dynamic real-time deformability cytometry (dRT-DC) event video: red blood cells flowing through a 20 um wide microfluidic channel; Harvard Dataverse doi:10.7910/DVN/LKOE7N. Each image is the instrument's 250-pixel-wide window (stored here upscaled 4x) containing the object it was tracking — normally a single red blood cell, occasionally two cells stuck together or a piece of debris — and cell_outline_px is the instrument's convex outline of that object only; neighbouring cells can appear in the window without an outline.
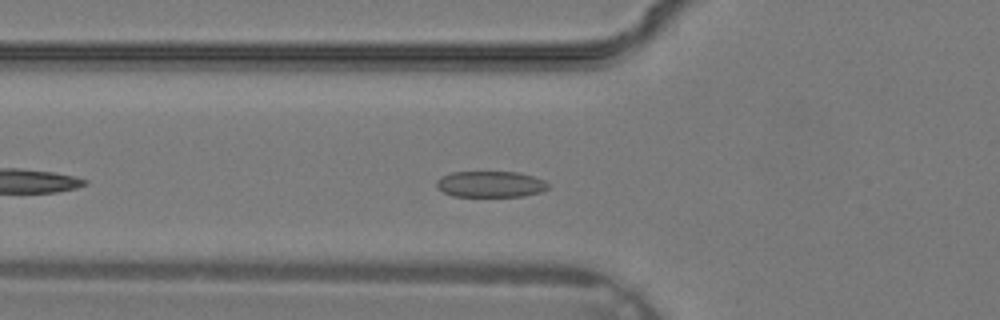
{"species": "common noctule bat (a hibernating species)", "species_latin": "Nyctalus noctula", "temperature_condition": "warm", "stored_images_in_passage": 27, "camera_frame_rate_fps": 3000, "um_per_image_px": 0.085, "animal": {"sex": "male", "body_mass_g": 19.2, "forearm_length_mm": 51.8}, "frame": {"image": 1, "passage_image": 5, "time_ms": 1.333, "image_size_px": [1000, 320], "cell_outline_px": [[548, 188], [540, 192], [524, 196], [452, 196], [436, 188], [436, 180], [440, 176], [452, 172], [516, 172], [532, 176], [544, 180], [548, 184]], "centroid_in_image_um": [41.65, 15.65], "position_along_channel_um": 84.2, "area_um2": 16.99}}
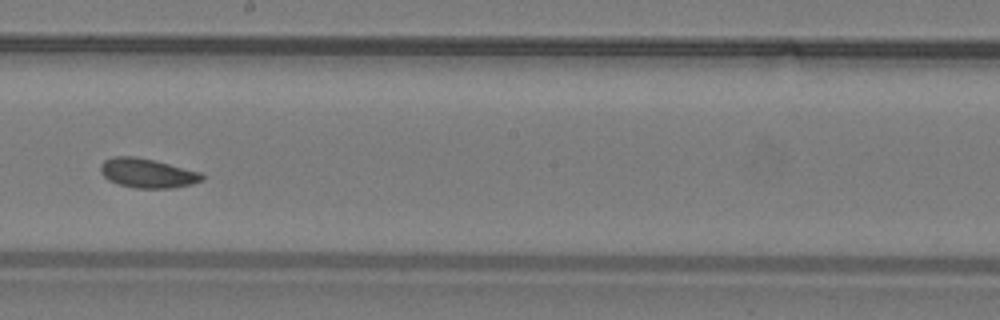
{"frame": {"image": 2, "passage_image": 13, "time_ms": 4.0, "image_size_px": [1000, 320], "cell_outline_px": [[204, 180], [192, 184], [172, 188], [136, 188], [120, 184], [108, 180], [100, 172], [100, 164], [104, 160], [112, 156], [136, 156], [200, 172], [204, 176]], "centroid_in_image_um": [12.5, 14.71], "position_along_channel_um": 235.7, "area_um2": 17.28}}
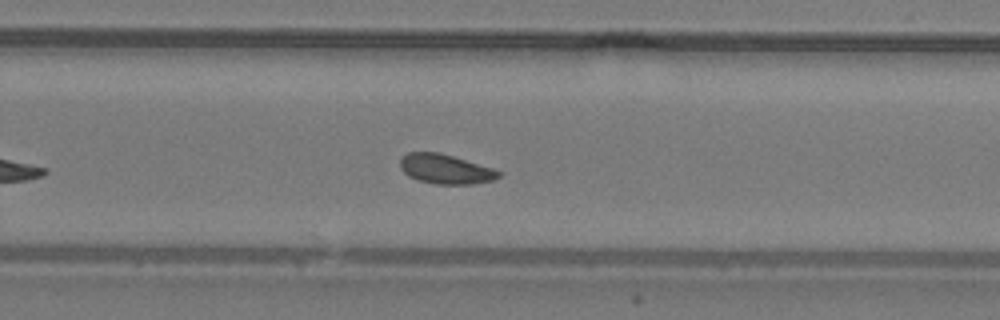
{"frame": {"image": 3, "passage_image": 16, "time_ms": 5.0, "image_size_px": [1000, 320], "cell_outline_px": [[500, 176], [492, 180], [472, 184], [436, 184], [420, 180], [408, 176], [400, 168], [400, 156], [408, 152], [440, 152], [492, 168], [500, 172]], "centroid_in_image_um": [37.82, 14.36], "position_along_channel_um": 292.0, "area_um2": 16.88}}